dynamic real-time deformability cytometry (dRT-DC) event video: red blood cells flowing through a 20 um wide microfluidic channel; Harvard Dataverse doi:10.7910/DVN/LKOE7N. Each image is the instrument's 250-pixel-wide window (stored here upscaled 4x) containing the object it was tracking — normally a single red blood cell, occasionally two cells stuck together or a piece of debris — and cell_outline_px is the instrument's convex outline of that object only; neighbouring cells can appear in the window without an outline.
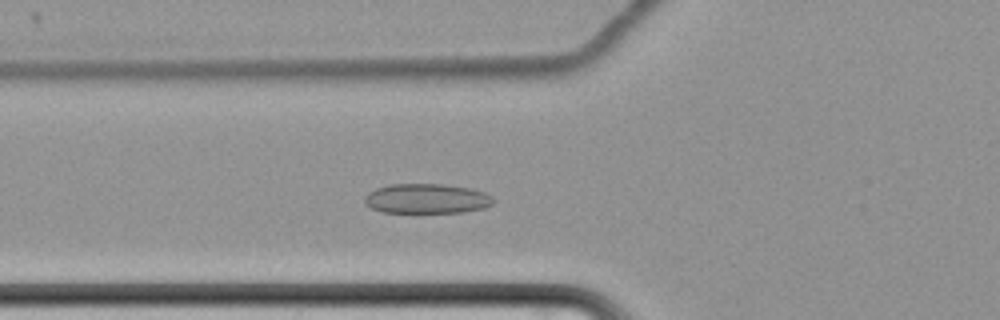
{"species": "common noctule bat (a hibernating species)", "species_latin": "Nyctalus noctula", "temperature_condition": "cold", "stored_images_in_passage": 61, "camera_frame_rate_fps": 3000, "um_per_image_px": 0.085, "animal": {"sex": "female", "body_mass_g": 22.7, "forearm_length_mm": 54.2}, "frame": {"image": 1, "passage_image": 23, "time_ms": 7.333, "image_size_px": [1000, 320], "cell_outline_px": [[496, 200], [492, 204], [484, 208], [460, 212], [380, 212], [372, 208], [364, 200], [364, 196], [368, 192], [376, 188], [392, 184], [444, 184], [472, 188], [484, 192], [492, 196]], "centroid_in_image_um": [36.29, 16.87], "position_along_channel_um": 89.5, "area_um2": 22.37}}
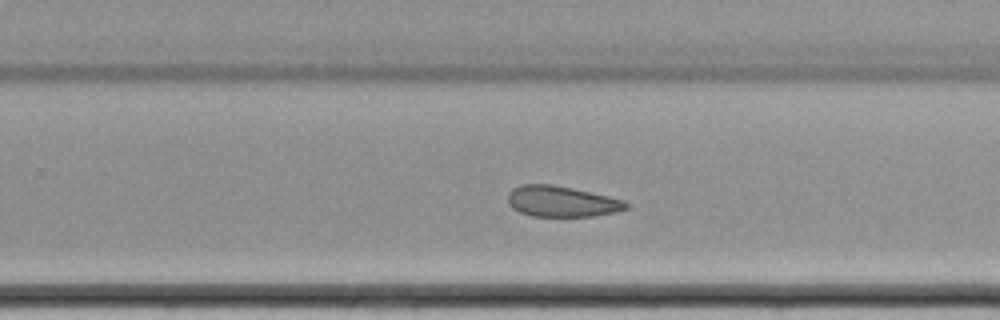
{"frame": {"image": 2, "passage_image": 40, "time_ms": 13.0, "image_size_px": [1000, 320], "cell_outline_px": [[628, 208], [616, 212], [592, 216], [532, 216], [520, 212], [512, 208], [508, 204], [508, 192], [512, 188], [520, 184], [552, 184], [572, 188], [608, 196], [624, 200], [628, 204]], "centroid_in_image_um": [47.71, 17.11], "position_along_channel_um": 282.1, "area_um2": 21.27}}
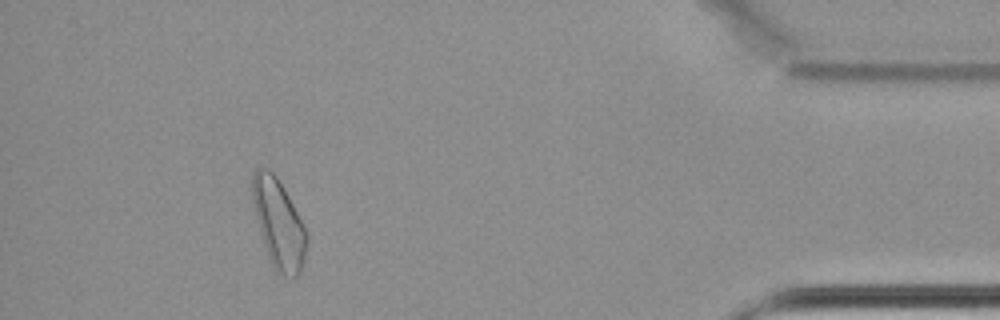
{"frame": {"image": 3, "passage_image": 56, "time_ms": 18.333, "image_size_px": [1000, 320], "cell_outline_px": [[308, 236], [304, 256], [300, 272], [292, 280], [276, 272], [272, 264], [260, 232], [252, 200], [252, 172], [256, 168], [268, 168], [276, 176], [284, 188]], "centroid_in_image_um": [23.67, 19.01], "position_along_channel_um": 411.5, "area_um2": 27.63}, "authors_computed_cell_mechanics": {"area_um2": 23.8714, "velocity_mm_per_s": 3.406, "shape_relaxation_time_tau1_ms": null, "shape_relaxation_time_tau2_ms": 6.4645, "deformation_change_tau1": null, "deformation_change_tau2": 0.0978}}